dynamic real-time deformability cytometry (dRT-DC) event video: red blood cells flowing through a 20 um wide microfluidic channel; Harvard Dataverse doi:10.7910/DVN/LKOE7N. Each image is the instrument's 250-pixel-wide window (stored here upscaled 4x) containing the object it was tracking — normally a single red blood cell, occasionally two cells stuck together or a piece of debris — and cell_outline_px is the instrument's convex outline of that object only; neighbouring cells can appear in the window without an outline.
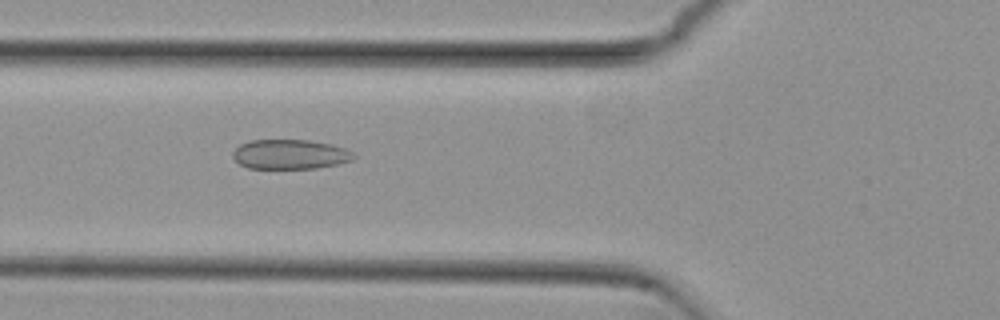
{"species": "common noctule bat (a hibernating species)", "species_latin": "Nyctalus noctula", "temperature_condition": "cold", "stored_images_in_passage": 42, "segment_of_instrument_passage": [1, 2], "camera_frame_rate_fps": 3000, "um_per_image_px": 0.085, "animal": {"sex": "female", "body_mass_g": 29.2, "forearm_length_mm": 56.3}, "frame": {"image": 1, "passage_image": 7, "time_ms": 2.0, "image_size_px": [1000, 320], "cell_outline_px": [[356, 156], [352, 160], [336, 164], [316, 168], [248, 168], [240, 164], [232, 156], [232, 152], [240, 144], [248, 140], [308, 140], [332, 144], [344, 148], [352, 152]], "centroid_in_image_um": [24.64, 13.11], "position_along_channel_um": 101.2, "area_um2": 20.81}}
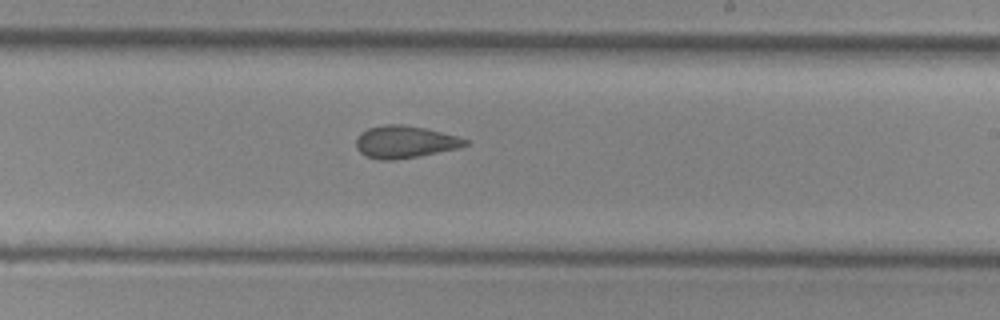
{"frame": {"image": 2, "passage_image": 19, "time_ms": 6.0, "image_size_px": [1000, 320], "cell_outline_px": [[468, 144], [456, 148], [420, 156], [396, 160], [380, 160], [364, 156], [356, 148], [356, 136], [360, 132], [368, 128], [384, 124], [404, 124], [424, 128], [456, 136], [468, 140]], "centroid_in_image_um": [34.34, 12.06], "position_along_channel_um": 254.7, "area_um2": 20.58}}
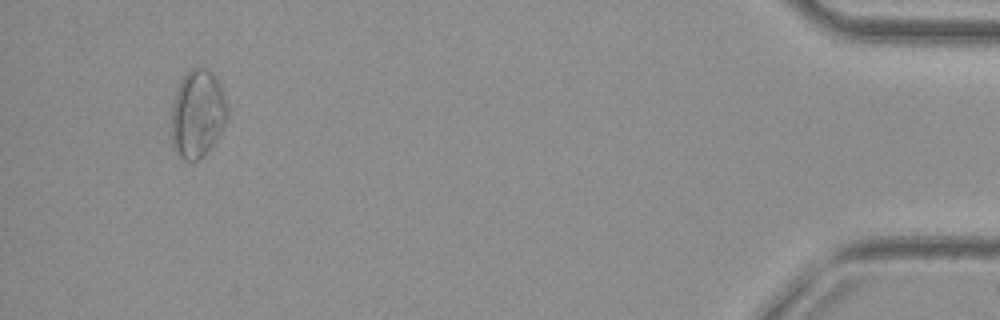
{"frame": {"image": 3, "passage_image": 38, "time_ms": 12.333, "image_size_px": [1000, 320], "cell_outline_px": [[228, 120], [216, 140], [204, 156], [200, 160], [184, 160], [180, 156], [172, 144], [172, 104], [176, 88], [180, 80], [192, 68], [208, 68], [216, 76], [220, 84], [228, 108]], "centroid_in_image_um": [16.81, 9.66], "position_along_channel_um": 418.4, "area_um2": 28.9}}